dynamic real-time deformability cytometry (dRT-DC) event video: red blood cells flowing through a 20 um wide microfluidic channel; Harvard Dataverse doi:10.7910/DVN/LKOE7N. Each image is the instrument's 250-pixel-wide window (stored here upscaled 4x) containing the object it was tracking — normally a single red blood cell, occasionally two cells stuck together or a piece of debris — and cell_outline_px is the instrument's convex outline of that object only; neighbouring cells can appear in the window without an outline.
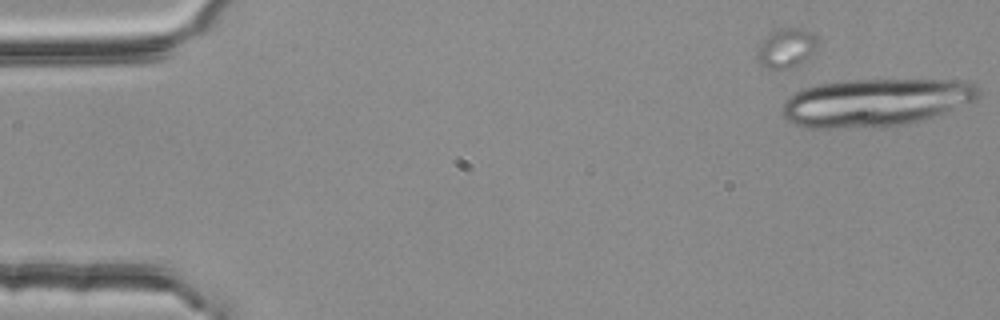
{"species": "common noctule bat (a hibernating species)", "species_latin": "Nyctalus noctula", "temperature_condition": "room temperature", "stored_images_in_passage": 4, "camera_frame_rate_fps": 3000, "um_per_image_px": 0.085, "animal": {"sex": "female", "body_mass_g": 25.1}, "frame": {"image": 1, "passage_image": 4, "time_ms": 1.0, "image_size_px": [1000, 320], "cell_outline_px": [[980, 96], [976, 100], [932, 116], [920, 120], [904, 124], [884, 128], [804, 128], [792, 124], [784, 120], [780, 112], [784, 100], [788, 96], [800, 88], [840, 80], [956, 80], [976, 84], [980, 88]], "centroid_in_image_um": [74.32, 8.72], "position_along_channel_um": 10.7, "area_um2": 55.49}}